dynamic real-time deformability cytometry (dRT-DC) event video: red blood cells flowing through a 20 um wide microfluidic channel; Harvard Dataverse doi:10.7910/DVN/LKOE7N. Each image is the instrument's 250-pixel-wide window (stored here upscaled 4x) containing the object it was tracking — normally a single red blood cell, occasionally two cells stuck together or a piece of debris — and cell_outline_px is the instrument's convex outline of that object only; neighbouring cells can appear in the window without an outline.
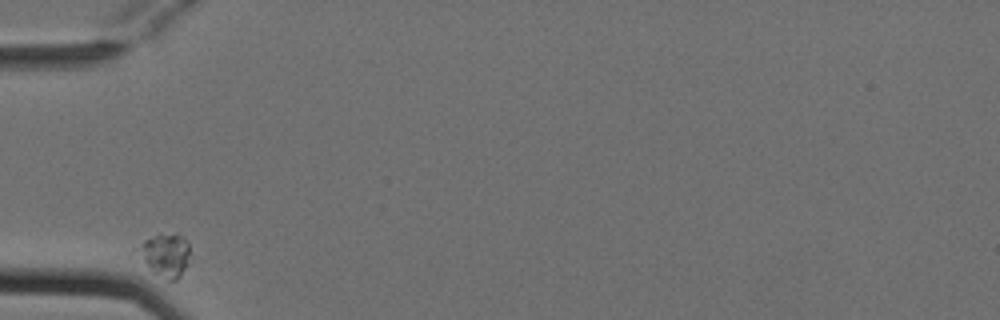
{"species": "Egyptian fruit bat (a non-hibernating species)", "species_latin": "Rousettus aegyptiacus", "temperature_condition": "cold", "stored_images_in_passage": 3, "camera_frame_rate_fps": 3000, "um_per_image_px": 0.085, "animal": {"sex": "female"}, "frame": {"image": 1, "passage_image": 1, "time_ms": 0.0, "image_size_px": [1000, 320], "cell_outline_px": [[188, 264], [180, 276], [176, 280], [168, 280], [152, 272], [132, 248], [144, 240], [160, 232], [176, 232], [184, 236], [188, 240]], "centroid_in_image_um": [14.01, 21.61], "position_along_channel_um": 71.0, "area_um2": 13.64}}
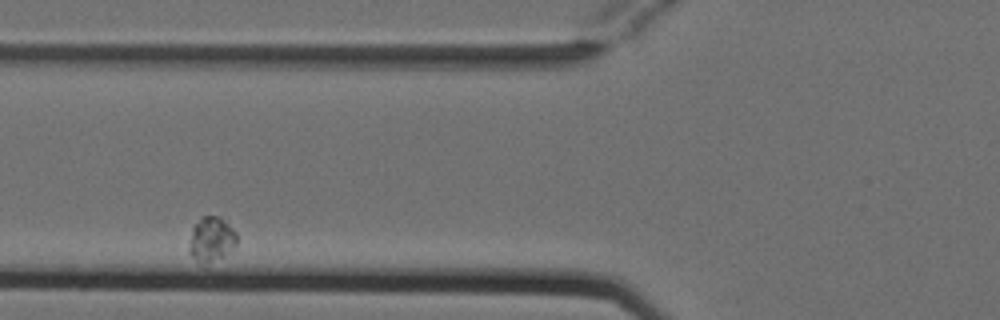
{"frame": {"image": 2, "passage_image": 2, "time_ms": 0.333, "image_size_px": [1000, 320], "cell_outline_px": [[236, 244], [224, 256], [208, 268], [204, 268], [188, 252], [192, 228], [200, 216], [220, 216], [236, 232]], "centroid_in_image_um": [17.94, 20.41], "position_along_channel_um": 107.9, "area_um2": 12.89}}